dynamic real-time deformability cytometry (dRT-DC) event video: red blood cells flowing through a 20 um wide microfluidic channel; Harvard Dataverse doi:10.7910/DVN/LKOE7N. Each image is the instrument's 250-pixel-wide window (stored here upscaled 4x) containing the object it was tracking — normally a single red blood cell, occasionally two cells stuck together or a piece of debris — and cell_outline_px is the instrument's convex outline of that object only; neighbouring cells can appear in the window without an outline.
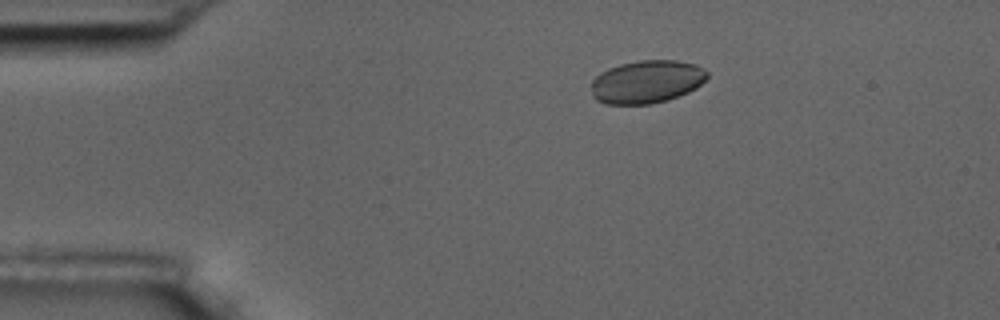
{"species": "common noctule bat (a hibernating species)", "species_latin": "Nyctalus noctula", "temperature_condition": "room temperature", "stored_images_in_passage": 6, "camera_frame_rate_fps": 3000, "um_per_image_px": 0.085, "animal": {"sex": "male", "body_mass_g": 17.5, "forearm_length_mm": 52.3}, "frame": {"image": 1, "passage_image": 4, "time_ms": 3.333, "image_size_px": [1000, 320], "cell_outline_px": [[708, 76], [696, 88], [688, 92], [668, 100], [652, 104], [604, 104], [596, 100], [592, 96], [588, 84], [600, 72], [608, 68], [620, 64], [640, 60], [676, 60], [696, 64], [704, 68], [708, 72]], "centroid_in_image_um": [54.93, 6.95], "position_along_channel_um": 30.1, "area_um2": 29.48}}
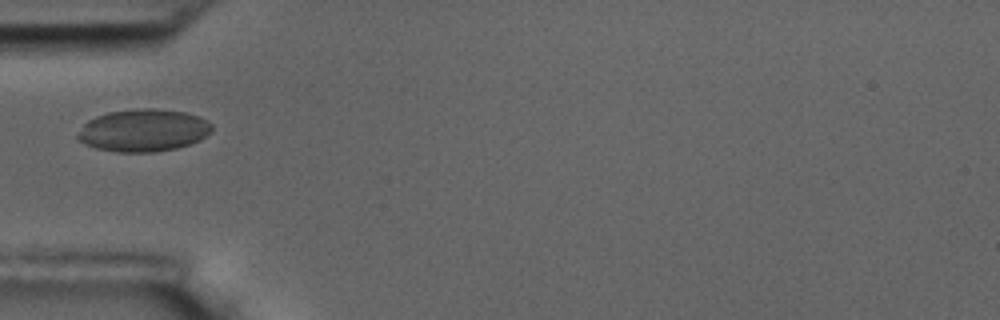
{"frame": {"image": 2, "passage_image": 6, "time_ms": 6.0, "image_size_px": [1000, 320], "cell_outline_px": [[212, 132], [200, 140], [176, 148], [156, 152], [116, 152], [96, 148], [84, 144], [76, 140], [76, 132], [88, 120], [96, 116], [108, 112], [136, 108], [156, 108], [184, 112], [200, 116], [208, 120], [212, 124]], "centroid_in_image_um": [12.17, 11.07], "position_along_channel_um": 72.8, "area_um2": 33.64}}